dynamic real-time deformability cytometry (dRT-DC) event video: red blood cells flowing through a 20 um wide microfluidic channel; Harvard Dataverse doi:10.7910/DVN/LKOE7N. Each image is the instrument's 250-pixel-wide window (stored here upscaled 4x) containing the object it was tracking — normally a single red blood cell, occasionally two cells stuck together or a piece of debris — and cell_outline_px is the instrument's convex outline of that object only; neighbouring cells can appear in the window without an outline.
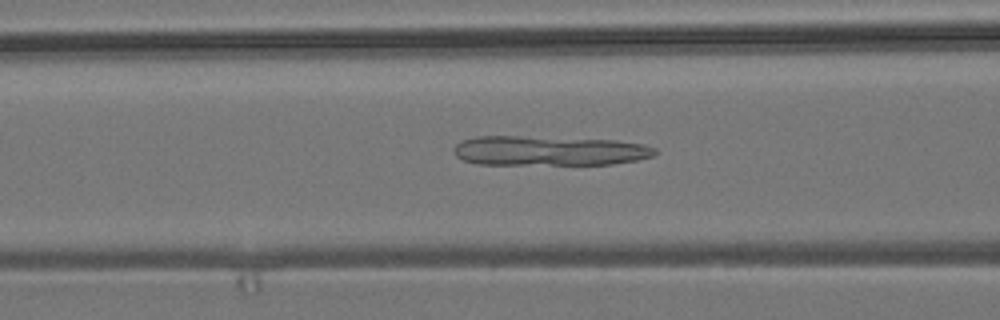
{"species": "common noctule bat (a hibernating species)", "species_latin": "Nyctalus noctula", "temperature_condition": "room temperature", "stored_images_in_passage": 53, "camera_frame_rate_fps": 3000, "um_per_image_px": 0.085, "animal": {"sex": "male", "body_mass_g": 19.2, "forearm_length_mm": 51.8}, "frame": {"image": 1, "passage_image": 21, "time_ms": 6.667, "image_size_px": [1000, 320], "cell_outline_px": [[660, 152], [652, 156], [636, 160], [612, 164], [476, 164], [464, 160], [456, 156], [452, 152], [452, 148], [456, 144], [464, 140], [476, 136], [516, 136], [616, 140], [644, 144], [656, 148]], "centroid_in_image_um": [46.67, 12.81], "position_along_channel_um": 119.9, "area_um2": 34.91}}
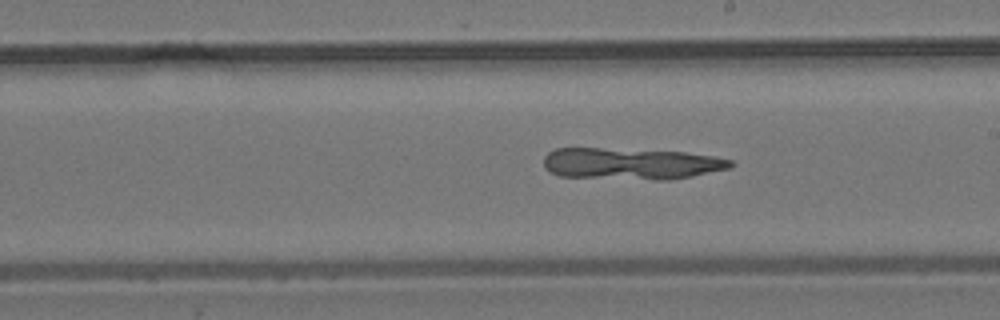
{"frame": {"image": 2, "passage_image": 30, "time_ms": 9.667, "image_size_px": [1000, 320], "cell_outline_px": [[736, 164], [728, 168], [692, 176], [668, 180], [656, 180], [560, 176], [548, 172], [544, 168], [544, 156], [548, 152], [556, 148], [600, 148], [684, 152], [716, 156], [732, 160]], "centroid_in_image_um": [53.62, 13.91], "position_along_channel_um": 235.4, "area_um2": 34.51}}
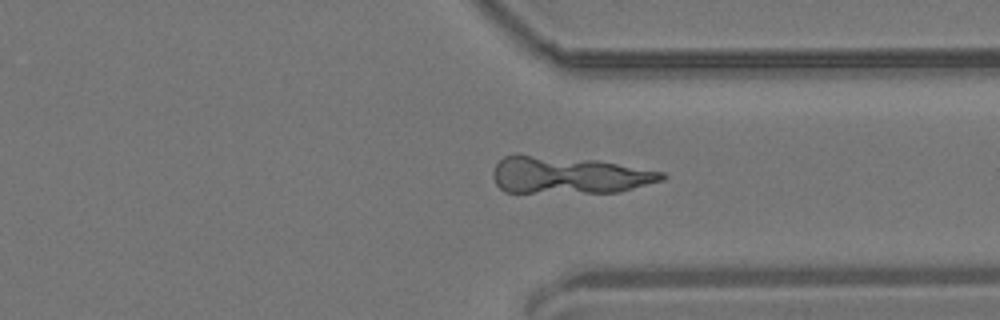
{"frame": {"image": 3, "passage_image": 40, "time_ms": 13.0, "image_size_px": [1000, 320], "cell_outline_px": [[668, 176], [664, 180], [620, 192], [504, 192], [496, 184], [492, 176], [492, 172], [496, 164], [504, 156], [516, 152], [596, 160], [664, 172]], "centroid_in_image_um": [48.3, 14.86], "position_along_channel_um": 363.1, "area_um2": 37.05}}